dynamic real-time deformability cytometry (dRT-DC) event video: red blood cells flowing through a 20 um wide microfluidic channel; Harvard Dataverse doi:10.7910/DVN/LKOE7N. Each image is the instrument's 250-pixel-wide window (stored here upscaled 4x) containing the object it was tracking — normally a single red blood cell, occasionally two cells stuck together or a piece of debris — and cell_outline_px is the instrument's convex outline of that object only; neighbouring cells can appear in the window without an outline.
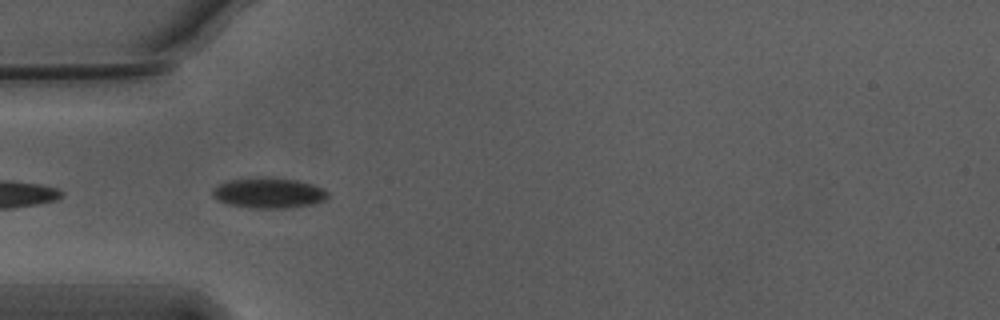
{"species": "Egyptian fruit bat (a non-hibernating species)", "species_latin": "Rousettus aegyptiacus", "temperature_condition": "warm", "stored_images_in_passage": 9, "camera_frame_rate_fps": 3000, "um_per_image_px": 0.085, "animal": {"sex": "male"}, "frame": {"image": 1, "passage_image": 2, "time_ms": 0.333, "image_size_px": [1000, 320], "cell_outline_px": [[332, 196], [328, 200], [316, 204], [288, 208], [256, 208], [228, 204], [212, 196], [212, 188], [228, 180], [264, 176], [296, 180], [312, 184], [324, 188]], "centroid_in_image_um": [22.92, 16.39], "position_along_channel_um": 62.1, "area_um2": 20.81}}
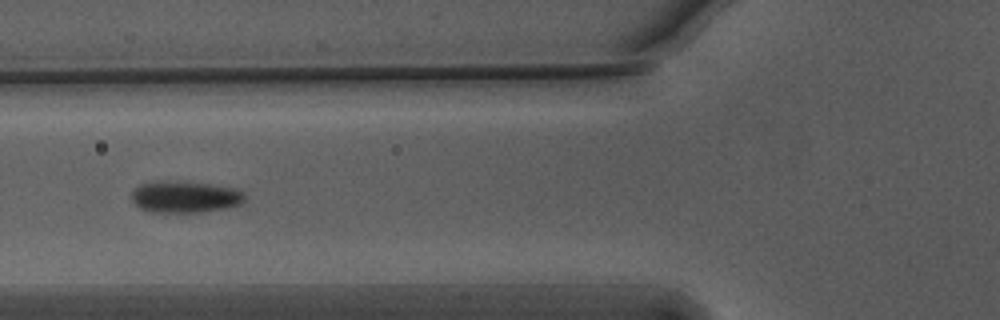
{"frame": {"image": 2, "passage_image": 6, "time_ms": 1.667, "image_size_px": [1000, 320], "cell_outline_px": [[244, 200], [240, 204], [228, 208], [200, 212], [148, 212], [140, 208], [132, 200], [132, 192], [140, 184], [152, 180], [180, 180], [212, 184], [240, 188], [244, 192]], "centroid_in_image_um": [15.74, 16.7], "position_along_channel_um": 110.1, "area_um2": 21.5}}